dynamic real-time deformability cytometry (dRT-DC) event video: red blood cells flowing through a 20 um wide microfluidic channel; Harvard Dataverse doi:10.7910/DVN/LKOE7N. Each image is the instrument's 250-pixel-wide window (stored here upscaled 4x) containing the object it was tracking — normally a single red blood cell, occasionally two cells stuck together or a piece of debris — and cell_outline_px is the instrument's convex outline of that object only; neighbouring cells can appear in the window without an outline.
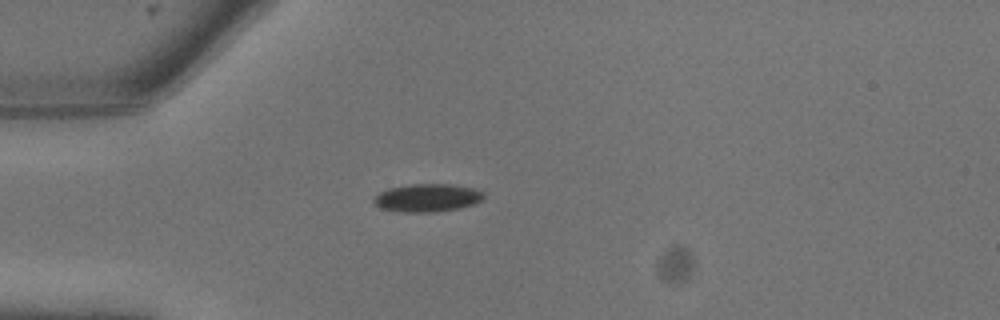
{"species": "common noctule bat (a hibernating species)", "species_latin": "Nyctalus noctula", "temperature_condition": "warm", "stored_images_in_passage": 6, "camera_frame_rate_fps": 3000, "um_per_image_px": 0.085, "animal": {"sex": "male", "body_mass_g": 13.3}, "frame": {"image": 1, "passage_image": 1, "time_ms": 0.0, "image_size_px": [1000, 320], "cell_outline_px": [[484, 196], [480, 200], [472, 204], [460, 208], [432, 212], [404, 212], [380, 208], [372, 200], [380, 192], [388, 188], [412, 184], [448, 184], [476, 188], [484, 192]], "centroid_in_image_um": [36.32, 16.81], "position_along_channel_um": 48.7, "area_um2": 17.8}}
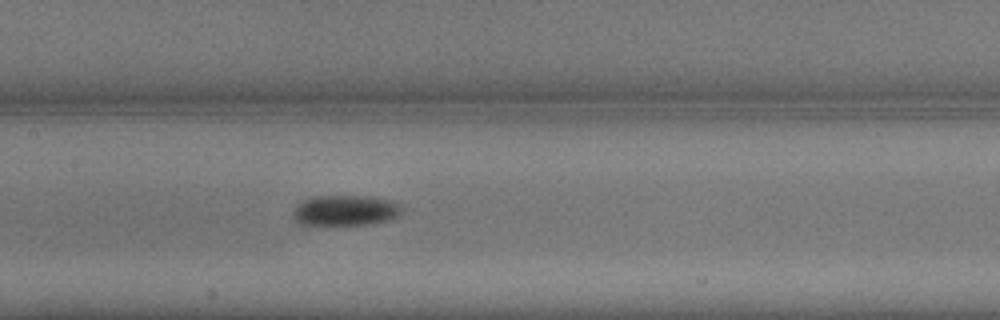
{"frame": {"image": 2, "passage_image": 6, "time_ms": 1.667, "image_size_px": [1000, 320], "cell_outline_px": [[404, 208], [396, 216], [388, 220], [368, 224], [300, 224], [292, 216], [292, 212], [308, 196], [372, 196], [392, 200], [400, 204]], "centroid_in_image_um": [29.38, 17.86], "position_along_channel_um": 178.0, "area_um2": 19.25}}